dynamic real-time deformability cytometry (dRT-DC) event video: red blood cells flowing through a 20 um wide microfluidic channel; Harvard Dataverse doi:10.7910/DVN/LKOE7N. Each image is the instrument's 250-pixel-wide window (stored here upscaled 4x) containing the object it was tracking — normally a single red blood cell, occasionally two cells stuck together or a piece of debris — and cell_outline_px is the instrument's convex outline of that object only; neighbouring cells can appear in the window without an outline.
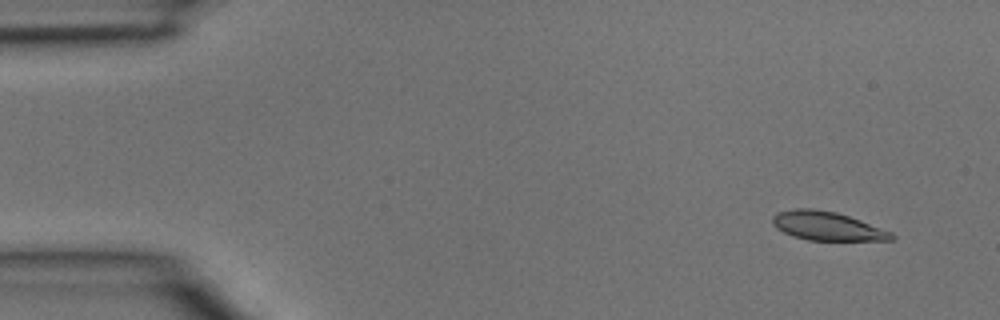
{"species": "common noctule bat (a hibernating species)", "species_latin": "Nyctalus noctula", "temperature_condition": "room temperature", "stored_images_in_passage": 3, "camera_frame_rate_fps": 3000, "um_per_image_px": 0.085, "animal": {"sex": "male", "body_mass_g": 15.6}, "frame": {"image": 1, "passage_image": 1, "time_ms": 0.0, "image_size_px": [1000, 320], "cell_outline_px": [[896, 240], [808, 240], [792, 236], [776, 228], [772, 224], [772, 216], [776, 212], [792, 208], [812, 208], [836, 212], [860, 220], [892, 232], [896, 236]], "centroid_in_image_um": [70.28, 19.21], "position_along_channel_um": 14.7, "area_um2": 20.06}}